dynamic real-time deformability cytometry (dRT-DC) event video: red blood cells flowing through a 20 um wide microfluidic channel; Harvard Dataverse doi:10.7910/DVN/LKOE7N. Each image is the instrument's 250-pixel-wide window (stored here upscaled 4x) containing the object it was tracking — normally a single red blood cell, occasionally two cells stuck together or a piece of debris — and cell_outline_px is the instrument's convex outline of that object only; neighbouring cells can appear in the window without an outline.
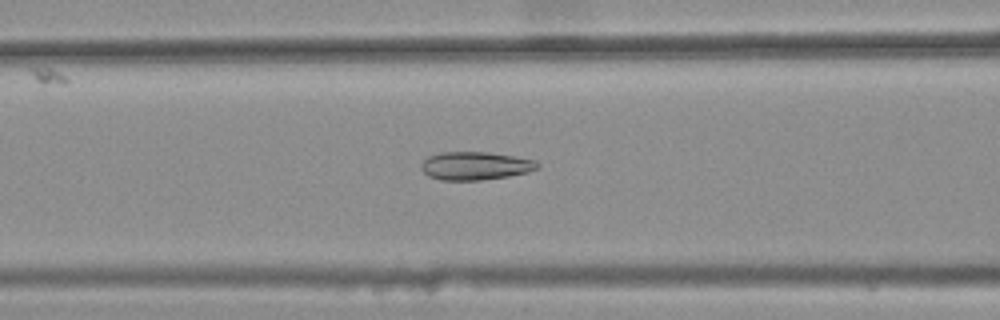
{"species": "common noctule bat (a hibernating species)", "species_latin": "Nyctalus noctula", "temperature_condition": "warm", "stored_images_in_passage": 38, "camera_frame_rate_fps": 3000, "um_per_image_px": 0.085, "animal": {"sex": "female", "body_mass_g": 25.1}, "frame": {"image": 1, "passage_image": 14, "time_ms": 4.333, "image_size_px": [1000, 320], "cell_outline_px": [[540, 168], [528, 172], [508, 176], [480, 180], [440, 180], [428, 176], [420, 168], [420, 164], [428, 156], [440, 152], [488, 152], [536, 160], [540, 164]], "centroid_in_image_um": [40.39, 14.09], "position_along_channel_um": 126.2, "area_um2": 19.19}}
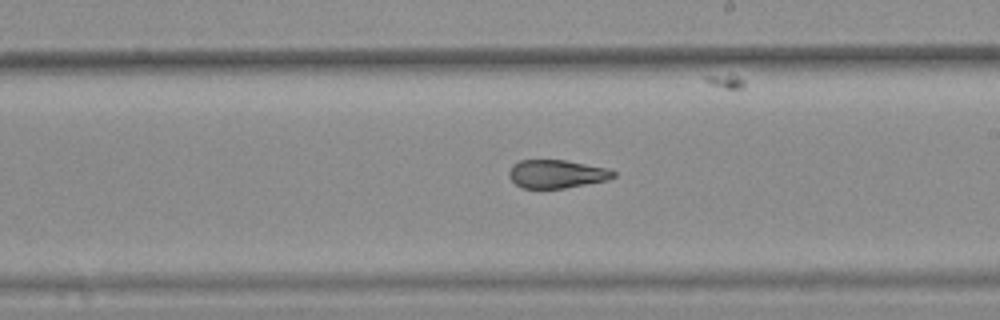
{"frame": {"image": 2, "passage_image": 23, "time_ms": 7.333, "image_size_px": [1000, 320], "cell_outline_px": [[616, 176], [608, 180], [564, 188], [520, 188], [508, 176], [508, 172], [512, 164], [520, 160], [564, 160], [608, 168], [616, 172]], "centroid_in_image_um": [47.31, 14.78], "position_along_channel_um": 241.7, "area_um2": 17.28}}
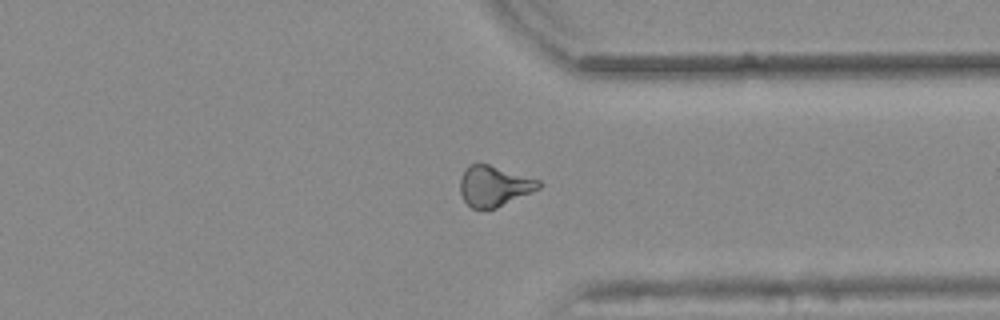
{"frame": {"image": 3, "passage_image": 33, "time_ms": 10.667, "image_size_px": [1000, 320], "cell_outline_px": [[544, 184], [540, 188], [532, 192], [496, 208], [472, 208], [464, 200], [460, 192], [460, 180], [464, 168], [468, 164], [488, 164], [540, 180]], "centroid_in_image_um": [42.0, 15.8], "position_along_channel_um": 369.4, "area_um2": 18.5}, "authors_computed_cell_mechanics": {"area_um2": 18.6694, "velocity_mm_per_s": 3.8633, "shape_relaxation_time_tau1_ms": null, "shape_relaxation_time_tau2_ms": 2.1081, "deformation_change_tau1": null, "deformation_change_tau2": 0.0948}}